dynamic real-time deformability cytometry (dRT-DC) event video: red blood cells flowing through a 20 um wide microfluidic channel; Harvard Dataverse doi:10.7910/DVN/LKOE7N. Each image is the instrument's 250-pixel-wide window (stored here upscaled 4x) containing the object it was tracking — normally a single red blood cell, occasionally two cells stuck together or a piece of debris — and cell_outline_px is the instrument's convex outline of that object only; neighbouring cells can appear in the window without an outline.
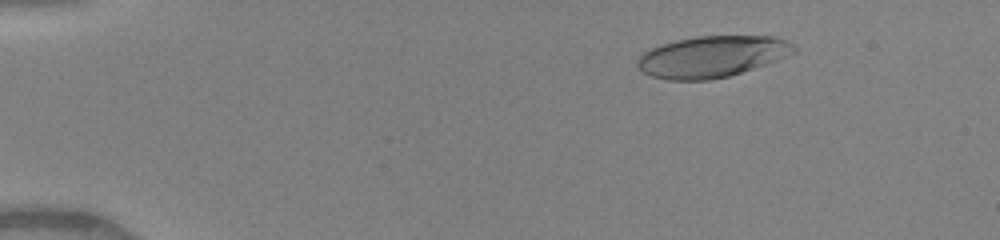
{"species": "human", "species_latin": "Homo sapiens", "temperature_condition": "warm", "stored_images_in_passage": 50, "camera_frame_rate_fps": 3000, "um_per_image_px": 0.085, "donor": {"sex": "female"}, "frame": {"image": 1, "passage_image": 8, "time_ms": 2.333, "image_size_px": [1000, 240], "cell_outline_px": [[796, 52], [776, 60], [728, 76], [708, 80], [668, 80], [652, 76], [644, 72], [636, 64], [640, 56], [644, 52], [660, 44], [676, 40], [700, 36], [772, 36], [784, 40], [792, 44], [796, 48]], "centroid_in_image_um": [60.5, 4.81], "position_along_channel_um": 24.5, "area_um2": 37.22}}
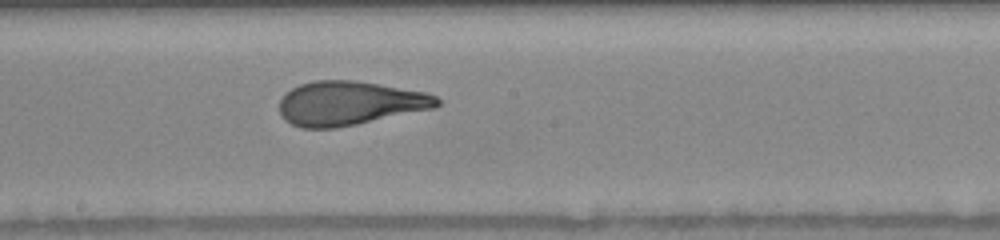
{"frame": {"image": 2, "passage_image": 29, "time_ms": 9.333, "image_size_px": [1000, 240], "cell_outline_px": [[440, 104], [436, 108], [336, 128], [300, 128], [284, 120], [280, 112], [280, 100], [292, 88], [300, 84], [316, 80], [352, 80], [428, 92], [436, 96], [440, 100]], "centroid_in_image_um": [29.73, 8.78], "position_along_channel_um": 218.5, "area_um2": 40.4}}
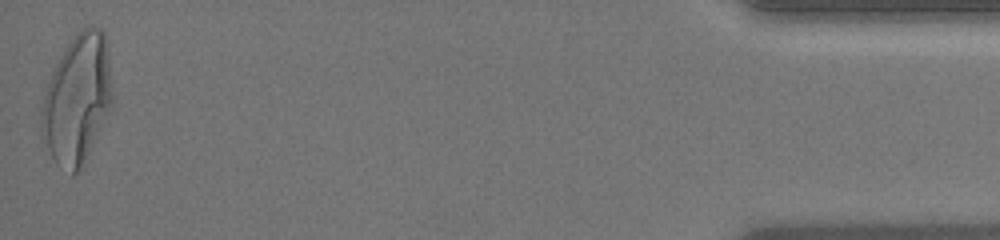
{"frame": {"image": 3, "passage_image": 50, "time_ms": 16.333, "image_size_px": [1000, 240], "cell_outline_px": [[112, 100], [100, 128], [84, 164], [72, 176], [56, 164], [40, 136], [40, 108], [48, 80], [64, 48], [76, 32], [88, 24], [100, 28], [104, 32], [112, 92]], "centroid_in_image_um": [6.5, 8.44], "position_along_channel_um": 428.7, "area_um2": 53.06}, "authors_computed_cell_mechanics": {"area_um2": 40.171, "velocity_mm_per_s": 4.1261, "shape_relaxation_time_tau1_ms": 6.5879, "shape_relaxation_time_tau2_ms": 1.0223, "deformation_change_tau1": 0.299, "deformation_change_tau2": 0.0938}}